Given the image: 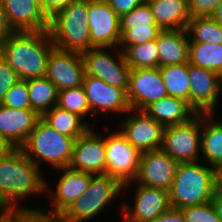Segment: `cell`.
Instances as JSON below:
<instances>
[{
	"mask_svg": "<svg viewBox=\"0 0 222 222\" xmlns=\"http://www.w3.org/2000/svg\"><path fill=\"white\" fill-rule=\"evenodd\" d=\"M40 168L21 148H12L0 157V205L4 210L30 209L19 206L29 195L45 192Z\"/></svg>",
	"mask_w": 222,
	"mask_h": 222,
	"instance_id": "6da1fadb",
	"label": "cell"
},
{
	"mask_svg": "<svg viewBox=\"0 0 222 222\" xmlns=\"http://www.w3.org/2000/svg\"><path fill=\"white\" fill-rule=\"evenodd\" d=\"M54 49L48 30L20 31L3 41L0 54L19 80L26 81L46 75L48 59Z\"/></svg>",
	"mask_w": 222,
	"mask_h": 222,
	"instance_id": "7a4b0ae2",
	"label": "cell"
},
{
	"mask_svg": "<svg viewBox=\"0 0 222 222\" xmlns=\"http://www.w3.org/2000/svg\"><path fill=\"white\" fill-rule=\"evenodd\" d=\"M196 162L178 163L169 191L170 207L183 209L211 202L220 182V173L213 167Z\"/></svg>",
	"mask_w": 222,
	"mask_h": 222,
	"instance_id": "3957f363",
	"label": "cell"
},
{
	"mask_svg": "<svg viewBox=\"0 0 222 222\" xmlns=\"http://www.w3.org/2000/svg\"><path fill=\"white\" fill-rule=\"evenodd\" d=\"M88 0H74L49 18L48 32L55 48L83 53L91 48Z\"/></svg>",
	"mask_w": 222,
	"mask_h": 222,
	"instance_id": "277c9868",
	"label": "cell"
},
{
	"mask_svg": "<svg viewBox=\"0 0 222 222\" xmlns=\"http://www.w3.org/2000/svg\"><path fill=\"white\" fill-rule=\"evenodd\" d=\"M75 139L60 134L41 117L20 147L39 168L45 162L54 169L69 167Z\"/></svg>",
	"mask_w": 222,
	"mask_h": 222,
	"instance_id": "5b68a950",
	"label": "cell"
},
{
	"mask_svg": "<svg viewBox=\"0 0 222 222\" xmlns=\"http://www.w3.org/2000/svg\"><path fill=\"white\" fill-rule=\"evenodd\" d=\"M123 190V184L109 174H93L85 194L72 202L56 222H87L100 214Z\"/></svg>",
	"mask_w": 222,
	"mask_h": 222,
	"instance_id": "8992f818",
	"label": "cell"
},
{
	"mask_svg": "<svg viewBox=\"0 0 222 222\" xmlns=\"http://www.w3.org/2000/svg\"><path fill=\"white\" fill-rule=\"evenodd\" d=\"M202 113H197L188 122L166 126L161 149L177 163L200 161Z\"/></svg>",
	"mask_w": 222,
	"mask_h": 222,
	"instance_id": "52a82bcc",
	"label": "cell"
},
{
	"mask_svg": "<svg viewBox=\"0 0 222 222\" xmlns=\"http://www.w3.org/2000/svg\"><path fill=\"white\" fill-rule=\"evenodd\" d=\"M113 49L116 57L110 52ZM117 49L119 48L98 47L81 53L84 70L86 75L98 77L109 85L122 88L127 93L131 68L126 63L123 51Z\"/></svg>",
	"mask_w": 222,
	"mask_h": 222,
	"instance_id": "ba28073f",
	"label": "cell"
},
{
	"mask_svg": "<svg viewBox=\"0 0 222 222\" xmlns=\"http://www.w3.org/2000/svg\"><path fill=\"white\" fill-rule=\"evenodd\" d=\"M178 163L162 149L141 153L137 176L123 184L127 188L132 183L170 191Z\"/></svg>",
	"mask_w": 222,
	"mask_h": 222,
	"instance_id": "9c48e42d",
	"label": "cell"
},
{
	"mask_svg": "<svg viewBox=\"0 0 222 222\" xmlns=\"http://www.w3.org/2000/svg\"><path fill=\"white\" fill-rule=\"evenodd\" d=\"M91 48L118 47L120 17L106 0H88V15Z\"/></svg>",
	"mask_w": 222,
	"mask_h": 222,
	"instance_id": "30bf717a",
	"label": "cell"
},
{
	"mask_svg": "<svg viewBox=\"0 0 222 222\" xmlns=\"http://www.w3.org/2000/svg\"><path fill=\"white\" fill-rule=\"evenodd\" d=\"M105 139L106 173L122 184L133 181L138 173L141 153L134 148L120 131L112 132Z\"/></svg>",
	"mask_w": 222,
	"mask_h": 222,
	"instance_id": "8fae6325",
	"label": "cell"
},
{
	"mask_svg": "<svg viewBox=\"0 0 222 222\" xmlns=\"http://www.w3.org/2000/svg\"><path fill=\"white\" fill-rule=\"evenodd\" d=\"M136 111V112H135ZM131 115V113H133ZM120 124V133L140 153L162 147L164 126L151 118L144 110H130ZM122 128V129H121Z\"/></svg>",
	"mask_w": 222,
	"mask_h": 222,
	"instance_id": "7c38bea8",
	"label": "cell"
},
{
	"mask_svg": "<svg viewBox=\"0 0 222 222\" xmlns=\"http://www.w3.org/2000/svg\"><path fill=\"white\" fill-rule=\"evenodd\" d=\"M168 96L159 67L131 69L127 99L132 110H144Z\"/></svg>",
	"mask_w": 222,
	"mask_h": 222,
	"instance_id": "4fadbf2b",
	"label": "cell"
},
{
	"mask_svg": "<svg viewBox=\"0 0 222 222\" xmlns=\"http://www.w3.org/2000/svg\"><path fill=\"white\" fill-rule=\"evenodd\" d=\"M106 144L101 133L92 127L74 141L71 169L92 174H104L107 169Z\"/></svg>",
	"mask_w": 222,
	"mask_h": 222,
	"instance_id": "5bb4252c",
	"label": "cell"
},
{
	"mask_svg": "<svg viewBox=\"0 0 222 222\" xmlns=\"http://www.w3.org/2000/svg\"><path fill=\"white\" fill-rule=\"evenodd\" d=\"M62 174L57 182L55 191L50 189L45 180V193L50 195L53 212L44 211L49 217L56 219L72 202H74L89 187L92 173L77 171L70 167L59 168ZM51 190V191H50ZM53 191V192H52Z\"/></svg>",
	"mask_w": 222,
	"mask_h": 222,
	"instance_id": "9a60e30c",
	"label": "cell"
},
{
	"mask_svg": "<svg viewBox=\"0 0 222 222\" xmlns=\"http://www.w3.org/2000/svg\"><path fill=\"white\" fill-rule=\"evenodd\" d=\"M134 192L132 207L122 204V222H148L159 217L170 208L167 190L137 183Z\"/></svg>",
	"mask_w": 222,
	"mask_h": 222,
	"instance_id": "2e32d148",
	"label": "cell"
},
{
	"mask_svg": "<svg viewBox=\"0 0 222 222\" xmlns=\"http://www.w3.org/2000/svg\"><path fill=\"white\" fill-rule=\"evenodd\" d=\"M85 74L81 53L57 48L51 52L45 77L55 84L58 91L82 86Z\"/></svg>",
	"mask_w": 222,
	"mask_h": 222,
	"instance_id": "e0dca14e",
	"label": "cell"
},
{
	"mask_svg": "<svg viewBox=\"0 0 222 222\" xmlns=\"http://www.w3.org/2000/svg\"><path fill=\"white\" fill-rule=\"evenodd\" d=\"M83 88L85 90L91 113H124L131 110L127 93L119 87L109 85L98 77L86 75Z\"/></svg>",
	"mask_w": 222,
	"mask_h": 222,
	"instance_id": "ac0fdd59",
	"label": "cell"
},
{
	"mask_svg": "<svg viewBox=\"0 0 222 222\" xmlns=\"http://www.w3.org/2000/svg\"><path fill=\"white\" fill-rule=\"evenodd\" d=\"M190 106L197 113H214L221 97L218 73L196 67L188 62Z\"/></svg>",
	"mask_w": 222,
	"mask_h": 222,
	"instance_id": "d6986e66",
	"label": "cell"
},
{
	"mask_svg": "<svg viewBox=\"0 0 222 222\" xmlns=\"http://www.w3.org/2000/svg\"><path fill=\"white\" fill-rule=\"evenodd\" d=\"M39 118L32 109L10 108L0 104V135L13 148H20L27 141Z\"/></svg>",
	"mask_w": 222,
	"mask_h": 222,
	"instance_id": "ffe728a7",
	"label": "cell"
},
{
	"mask_svg": "<svg viewBox=\"0 0 222 222\" xmlns=\"http://www.w3.org/2000/svg\"><path fill=\"white\" fill-rule=\"evenodd\" d=\"M0 1L15 32L48 30L49 17L33 0Z\"/></svg>",
	"mask_w": 222,
	"mask_h": 222,
	"instance_id": "44dd1931",
	"label": "cell"
},
{
	"mask_svg": "<svg viewBox=\"0 0 222 222\" xmlns=\"http://www.w3.org/2000/svg\"><path fill=\"white\" fill-rule=\"evenodd\" d=\"M159 67L189 62V36L186 29H164L157 37Z\"/></svg>",
	"mask_w": 222,
	"mask_h": 222,
	"instance_id": "7402d4cb",
	"label": "cell"
},
{
	"mask_svg": "<svg viewBox=\"0 0 222 222\" xmlns=\"http://www.w3.org/2000/svg\"><path fill=\"white\" fill-rule=\"evenodd\" d=\"M144 111L164 127L188 122L197 114L188 102L172 96L152 102Z\"/></svg>",
	"mask_w": 222,
	"mask_h": 222,
	"instance_id": "603a6c76",
	"label": "cell"
},
{
	"mask_svg": "<svg viewBox=\"0 0 222 222\" xmlns=\"http://www.w3.org/2000/svg\"><path fill=\"white\" fill-rule=\"evenodd\" d=\"M161 29H186L190 15L188 0H146Z\"/></svg>",
	"mask_w": 222,
	"mask_h": 222,
	"instance_id": "cb8c5ba5",
	"label": "cell"
},
{
	"mask_svg": "<svg viewBox=\"0 0 222 222\" xmlns=\"http://www.w3.org/2000/svg\"><path fill=\"white\" fill-rule=\"evenodd\" d=\"M214 113H202L201 153L208 166L222 172V122L213 121ZM206 124V125H204Z\"/></svg>",
	"mask_w": 222,
	"mask_h": 222,
	"instance_id": "d4e9b609",
	"label": "cell"
},
{
	"mask_svg": "<svg viewBox=\"0 0 222 222\" xmlns=\"http://www.w3.org/2000/svg\"><path fill=\"white\" fill-rule=\"evenodd\" d=\"M41 118L60 134L74 139L84 135L91 128L80 116L58 106L45 112Z\"/></svg>",
	"mask_w": 222,
	"mask_h": 222,
	"instance_id": "484cf974",
	"label": "cell"
},
{
	"mask_svg": "<svg viewBox=\"0 0 222 222\" xmlns=\"http://www.w3.org/2000/svg\"><path fill=\"white\" fill-rule=\"evenodd\" d=\"M31 109L40 117L57 106L58 90L55 84L45 76L27 80Z\"/></svg>",
	"mask_w": 222,
	"mask_h": 222,
	"instance_id": "4316f807",
	"label": "cell"
},
{
	"mask_svg": "<svg viewBox=\"0 0 222 222\" xmlns=\"http://www.w3.org/2000/svg\"><path fill=\"white\" fill-rule=\"evenodd\" d=\"M189 64L218 73L222 69V43L189 41Z\"/></svg>",
	"mask_w": 222,
	"mask_h": 222,
	"instance_id": "83f0119b",
	"label": "cell"
},
{
	"mask_svg": "<svg viewBox=\"0 0 222 222\" xmlns=\"http://www.w3.org/2000/svg\"><path fill=\"white\" fill-rule=\"evenodd\" d=\"M168 96L185 100L190 105L188 62L159 67Z\"/></svg>",
	"mask_w": 222,
	"mask_h": 222,
	"instance_id": "f1b7e54d",
	"label": "cell"
},
{
	"mask_svg": "<svg viewBox=\"0 0 222 222\" xmlns=\"http://www.w3.org/2000/svg\"><path fill=\"white\" fill-rule=\"evenodd\" d=\"M126 63L131 69L159 67L157 39L127 46L123 50Z\"/></svg>",
	"mask_w": 222,
	"mask_h": 222,
	"instance_id": "f546056e",
	"label": "cell"
},
{
	"mask_svg": "<svg viewBox=\"0 0 222 222\" xmlns=\"http://www.w3.org/2000/svg\"><path fill=\"white\" fill-rule=\"evenodd\" d=\"M186 30L189 41L222 43V26L211 16L191 18Z\"/></svg>",
	"mask_w": 222,
	"mask_h": 222,
	"instance_id": "4dcf8cb0",
	"label": "cell"
},
{
	"mask_svg": "<svg viewBox=\"0 0 222 222\" xmlns=\"http://www.w3.org/2000/svg\"><path fill=\"white\" fill-rule=\"evenodd\" d=\"M57 106L80 116L83 120L91 113L83 86L58 91Z\"/></svg>",
	"mask_w": 222,
	"mask_h": 222,
	"instance_id": "1f68e13d",
	"label": "cell"
},
{
	"mask_svg": "<svg viewBox=\"0 0 222 222\" xmlns=\"http://www.w3.org/2000/svg\"><path fill=\"white\" fill-rule=\"evenodd\" d=\"M119 24L121 36L133 27L157 25L152 15L151 8L146 0L135 9L121 15Z\"/></svg>",
	"mask_w": 222,
	"mask_h": 222,
	"instance_id": "d6a6232c",
	"label": "cell"
},
{
	"mask_svg": "<svg viewBox=\"0 0 222 222\" xmlns=\"http://www.w3.org/2000/svg\"><path fill=\"white\" fill-rule=\"evenodd\" d=\"M158 25H147L133 27L127 30L122 36L118 48L123 51L127 46L138 45L157 39L162 31Z\"/></svg>",
	"mask_w": 222,
	"mask_h": 222,
	"instance_id": "836d02e7",
	"label": "cell"
},
{
	"mask_svg": "<svg viewBox=\"0 0 222 222\" xmlns=\"http://www.w3.org/2000/svg\"><path fill=\"white\" fill-rule=\"evenodd\" d=\"M0 222H56L41 208L3 210L0 214Z\"/></svg>",
	"mask_w": 222,
	"mask_h": 222,
	"instance_id": "e575fe53",
	"label": "cell"
},
{
	"mask_svg": "<svg viewBox=\"0 0 222 222\" xmlns=\"http://www.w3.org/2000/svg\"><path fill=\"white\" fill-rule=\"evenodd\" d=\"M2 105L17 109H31L27 80H18L5 95Z\"/></svg>",
	"mask_w": 222,
	"mask_h": 222,
	"instance_id": "d590c367",
	"label": "cell"
},
{
	"mask_svg": "<svg viewBox=\"0 0 222 222\" xmlns=\"http://www.w3.org/2000/svg\"><path fill=\"white\" fill-rule=\"evenodd\" d=\"M181 211L186 222H220L212 202L185 207Z\"/></svg>",
	"mask_w": 222,
	"mask_h": 222,
	"instance_id": "8d00e7d4",
	"label": "cell"
},
{
	"mask_svg": "<svg viewBox=\"0 0 222 222\" xmlns=\"http://www.w3.org/2000/svg\"><path fill=\"white\" fill-rule=\"evenodd\" d=\"M19 80L16 72L0 54V104L11 87Z\"/></svg>",
	"mask_w": 222,
	"mask_h": 222,
	"instance_id": "74e56055",
	"label": "cell"
},
{
	"mask_svg": "<svg viewBox=\"0 0 222 222\" xmlns=\"http://www.w3.org/2000/svg\"><path fill=\"white\" fill-rule=\"evenodd\" d=\"M222 0H188L190 18L212 16Z\"/></svg>",
	"mask_w": 222,
	"mask_h": 222,
	"instance_id": "f35d334b",
	"label": "cell"
},
{
	"mask_svg": "<svg viewBox=\"0 0 222 222\" xmlns=\"http://www.w3.org/2000/svg\"><path fill=\"white\" fill-rule=\"evenodd\" d=\"M106 1L114 9L116 14L120 17L121 15L135 9L145 0H106Z\"/></svg>",
	"mask_w": 222,
	"mask_h": 222,
	"instance_id": "ab89813d",
	"label": "cell"
},
{
	"mask_svg": "<svg viewBox=\"0 0 222 222\" xmlns=\"http://www.w3.org/2000/svg\"><path fill=\"white\" fill-rule=\"evenodd\" d=\"M148 222H186V219L180 209L169 208L159 217Z\"/></svg>",
	"mask_w": 222,
	"mask_h": 222,
	"instance_id": "60d3db41",
	"label": "cell"
},
{
	"mask_svg": "<svg viewBox=\"0 0 222 222\" xmlns=\"http://www.w3.org/2000/svg\"><path fill=\"white\" fill-rule=\"evenodd\" d=\"M14 32L15 31L8 22L6 12L0 1V46L3 43V41Z\"/></svg>",
	"mask_w": 222,
	"mask_h": 222,
	"instance_id": "b9f144b4",
	"label": "cell"
},
{
	"mask_svg": "<svg viewBox=\"0 0 222 222\" xmlns=\"http://www.w3.org/2000/svg\"><path fill=\"white\" fill-rule=\"evenodd\" d=\"M72 1L74 0H45V13L50 18L53 14L66 7Z\"/></svg>",
	"mask_w": 222,
	"mask_h": 222,
	"instance_id": "7bdbcfd3",
	"label": "cell"
},
{
	"mask_svg": "<svg viewBox=\"0 0 222 222\" xmlns=\"http://www.w3.org/2000/svg\"><path fill=\"white\" fill-rule=\"evenodd\" d=\"M211 202L217 212L219 221L222 222V181L221 180L215 189Z\"/></svg>",
	"mask_w": 222,
	"mask_h": 222,
	"instance_id": "ee69618b",
	"label": "cell"
},
{
	"mask_svg": "<svg viewBox=\"0 0 222 222\" xmlns=\"http://www.w3.org/2000/svg\"><path fill=\"white\" fill-rule=\"evenodd\" d=\"M13 147L0 135V157L7 154Z\"/></svg>",
	"mask_w": 222,
	"mask_h": 222,
	"instance_id": "f6af8a7d",
	"label": "cell"
},
{
	"mask_svg": "<svg viewBox=\"0 0 222 222\" xmlns=\"http://www.w3.org/2000/svg\"><path fill=\"white\" fill-rule=\"evenodd\" d=\"M218 24L222 26V2L215 9L213 15L211 16Z\"/></svg>",
	"mask_w": 222,
	"mask_h": 222,
	"instance_id": "bcb514c9",
	"label": "cell"
},
{
	"mask_svg": "<svg viewBox=\"0 0 222 222\" xmlns=\"http://www.w3.org/2000/svg\"><path fill=\"white\" fill-rule=\"evenodd\" d=\"M33 2L36 3L39 7H41L45 12V0H33Z\"/></svg>",
	"mask_w": 222,
	"mask_h": 222,
	"instance_id": "7dc6e473",
	"label": "cell"
},
{
	"mask_svg": "<svg viewBox=\"0 0 222 222\" xmlns=\"http://www.w3.org/2000/svg\"><path fill=\"white\" fill-rule=\"evenodd\" d=\"M218 82H219V88L222 93V69L218 72Z\"/></svg>",
	"mask_w": 222,
	"mask_h": 222,
	"instance_id": "c3c4849f",
	"label": "cell"
},
{
	"mask_svg": "<svg viewBox=\"0 0 222 222\" xmlns=\"http://www.w3.org/2000/svg\"><path fill=\"white\" fill-rule=\"evenodd\" d=\"M4 209L1 207V205H0V212H2Z\"/></svg>",
	"mask_w": 222,
	"mask_h": 222,
	"instance_id": "681fc988",
	"label": "cell"
}]
</instances>
